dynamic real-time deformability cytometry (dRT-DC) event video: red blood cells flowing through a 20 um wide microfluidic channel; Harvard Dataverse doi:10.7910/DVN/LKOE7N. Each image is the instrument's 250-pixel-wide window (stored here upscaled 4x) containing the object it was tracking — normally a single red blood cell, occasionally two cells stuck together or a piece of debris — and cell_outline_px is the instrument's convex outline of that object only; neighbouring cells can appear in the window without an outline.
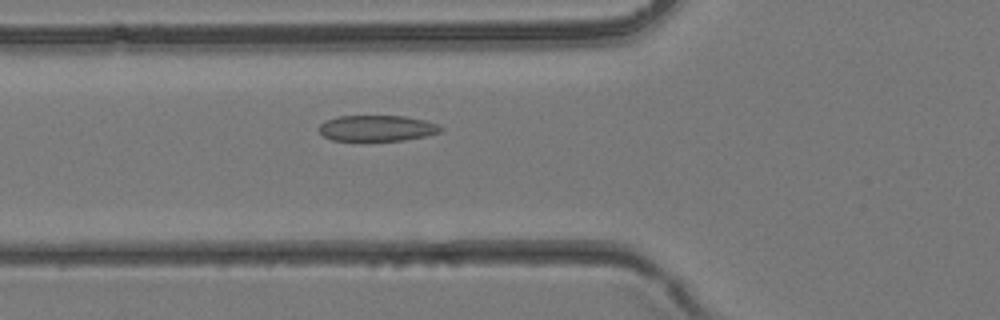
{"species": "common noctule bat (a hibernating species)", "species_latin": "Nyctalus noctula", "temperature_condition": "room temperature", "stored_images_in_passage": 28, "camera_frame_rate_fps": 3000, "um_per_image_px": 0.085, "animal": {"sex": "female", "body_mass_g": 24.6, "forearm_length_mm": 56.2}, "frame": {"image": 1, "passage_image": 4, "time_ms": 1.0, "image_size_px": [1000, 320], "cell_outline_px": [[444, 128], [440, 132], [424, 136], [404, 140], [332, 140], [324, 136], [320, 132], [320, 124], [336, 116], [404, 116], [424, 120], [436, 124]], "centroid_in_image_um": [32.05, 10.89], "position_along_channel_um": 93.7, "area_um2": 18.09}}
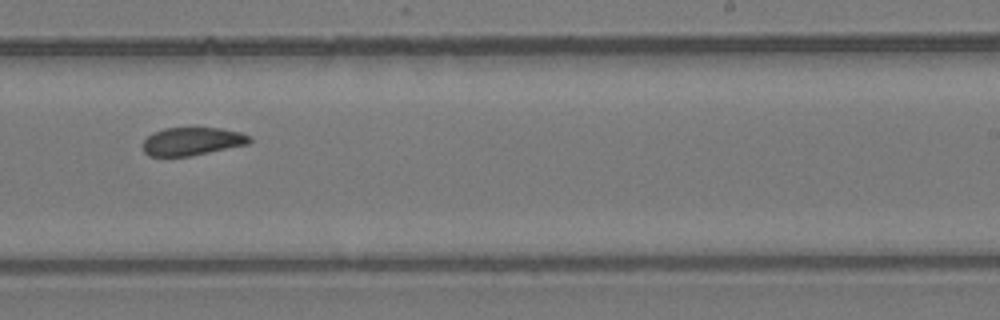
{"frame": {"image": 2, "passage_image": 14, "time_ms": 4.333, "image_size_px": [1000, 320], "cell_outline_px": [[252, 140], [248, 144], [192, 156], [148, 156], [144, 152], [144, 140], [152, 132], [164, 128], [220, 128], [240, 132], [248, 136]], "centroid_in_image_um": [16.32, 12.02], "position_along_channel_um": 272.7, "area_um2": 17.4}}
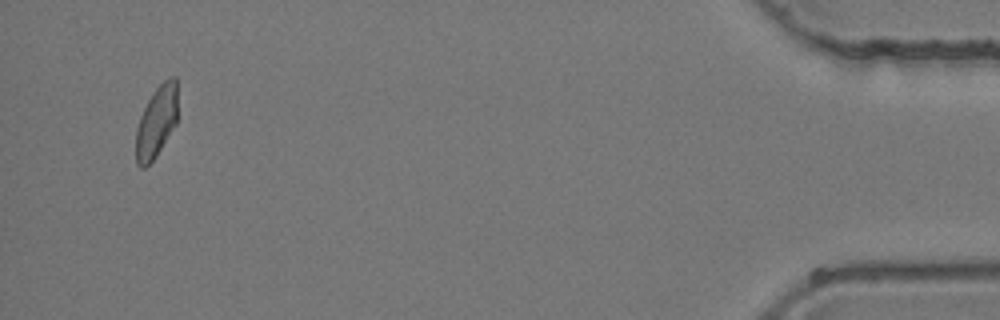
{"frame": {"image": 3, "passage_image": 27, "time_ms": 8.667, "image_size_px": [1000, 320], "cell_outline_px": [[176, 124], [156, 156], [144, 168], [140, 168], [136, 164], [136, 128], [140, 116], [152, 92], [168, 76], [176, 76]], "centroid_in_image_um": [13.28, 10.35], "position_along_channel_um": 421.9, "area_um2": 17.28}}